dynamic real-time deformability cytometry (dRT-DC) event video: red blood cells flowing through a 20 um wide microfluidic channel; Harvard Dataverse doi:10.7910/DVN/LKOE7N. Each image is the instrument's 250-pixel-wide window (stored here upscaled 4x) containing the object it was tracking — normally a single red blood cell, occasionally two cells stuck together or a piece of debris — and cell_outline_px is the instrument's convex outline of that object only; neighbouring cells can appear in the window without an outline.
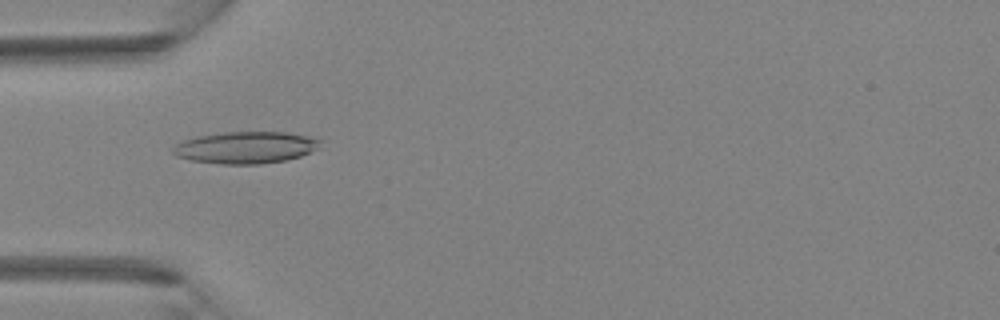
{"species": "Egyptian fruit bat (a non-hibernating species)", "species_latin": "Rousettus aegyptiacus", "temperature_condition": "room temperature", "stored_images_in_passage": 1, "camera_frame_rate_fps": 3000, "um_per_image_px": 0.085, "animal": {"sex": "female"}, "frame": {"image": 1, "passage_image": 1, "time_ms": 0.0, "image_size_px": [1000, 320], "cell_outline_px": [[320, 140], [316, 148], [300, 156], [284, 160], [260, 164], [220, 164], [192, 160], [176, 156], [172, 152], [172, 148], [176, 144], [184, 140], [200, 136], [224, 132], [284, 132], [304, 136]], "centroid_in_image_um": [20.81, 12.54], "position_along_channel_um": 64.2, "area_um2": 26.82}}